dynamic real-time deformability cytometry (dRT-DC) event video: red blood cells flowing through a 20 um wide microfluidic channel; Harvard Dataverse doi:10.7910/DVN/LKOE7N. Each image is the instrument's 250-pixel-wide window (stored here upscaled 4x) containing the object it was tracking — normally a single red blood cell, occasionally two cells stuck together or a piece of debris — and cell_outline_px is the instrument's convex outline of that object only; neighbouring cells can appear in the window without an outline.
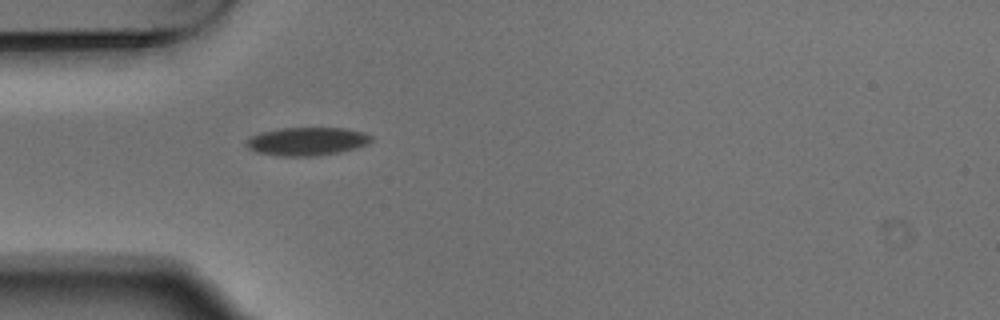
{"species": "Egyptian fruit bat (a non-hibernating species)", "species_latin": "Rousettus aegyptiacus", "temperature_condition": "warm", "stored_images_in_passage": 1, "camera_frame_rate_fps": 3000, "um_per_image_px": 0.085, "animal": {"sex": "male"}, "frame": {"image": 1, "passage_image": 1, "time_ms": 0.0, "image_size_px": [1000, 320], "cell_outline_px": [[372, 140], [368, 144], [340, 152], [316, 156], [276, 156], [256, 152], [248, 148], [244, 144], [252, 136], [260, 132], [284, 128], [344, 128], [364, 132], [372, 136]], "centroid_in_image_um": [26.09, 12.02], "position_along_channel_um": 58.9, "area_um2": 20.58}}